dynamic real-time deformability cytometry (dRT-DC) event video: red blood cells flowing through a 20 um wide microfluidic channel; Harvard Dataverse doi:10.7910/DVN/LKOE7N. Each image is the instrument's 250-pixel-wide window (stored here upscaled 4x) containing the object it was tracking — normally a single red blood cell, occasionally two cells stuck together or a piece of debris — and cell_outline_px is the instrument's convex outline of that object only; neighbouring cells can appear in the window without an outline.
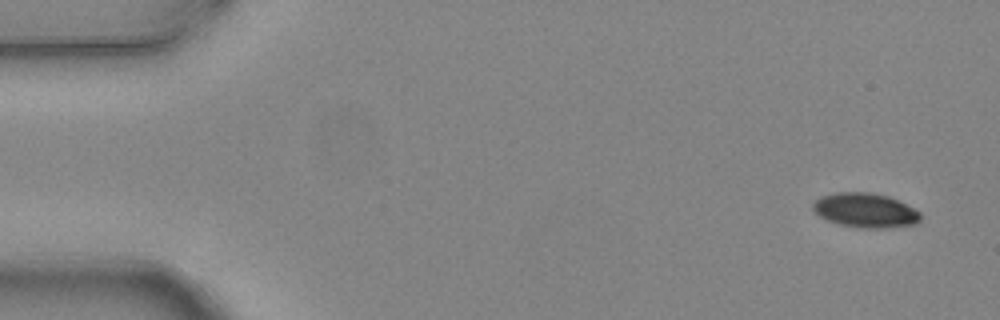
{"species": "common noctule bat (a hibernating species)", "species_latin": "Nyctalus noctula", "temperature_condition": "warm", "stored_images_in_passage": 4, "camera_frame_rate_fps": 3000, "um_per_image_px": 0.085, "animal": {"sex": "female", "body_mass_g": 24.6, "forearm_length_mm": 56.2}, "frame": {"image": 1, "passage_image": 1, "time_ms": 0.0, "image_size_px": [1000, 320], "cell_outline_px": [[920, 220], [916, 224], [884, 228], [864, 228], [840, 224], [824, 220], [812, 208], [812, 204], [820, 196], [836, 192], [868, 192], [888, 196], [920, 212]], "centroid_in_image_um": [73.51, 17.88], "position_along_channel_um": 11.5, "area_um2": 21.44}}
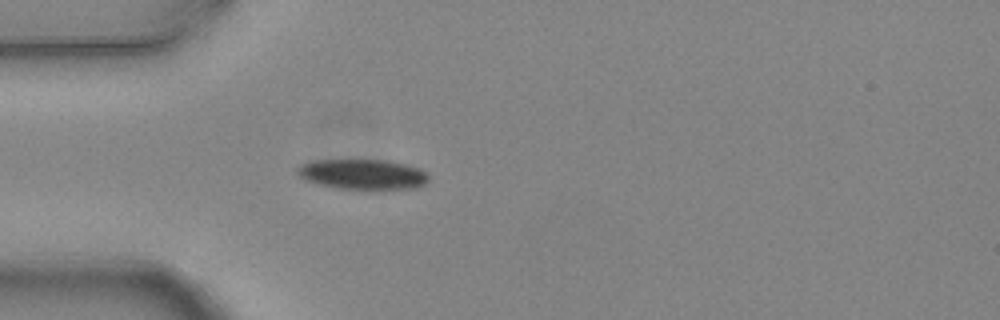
{"frame": {"image": 2, "passage_image": 4, "time_ms": 1.0, "image_size_px": [1000, 320], "cell_outline_px": [[428, 180], [424, 184], [412, 188], [340, 188], [316, 184], [304, 180], [296, 172], [296, 168], [300, 164], [308, 160], [388, 160], [408, 164], [420, 168], [428, 176]], "centroid_in_image_um": [30.76, 14.78], "position_along_channel_um": 54.2, "area_um2": 23.0}}